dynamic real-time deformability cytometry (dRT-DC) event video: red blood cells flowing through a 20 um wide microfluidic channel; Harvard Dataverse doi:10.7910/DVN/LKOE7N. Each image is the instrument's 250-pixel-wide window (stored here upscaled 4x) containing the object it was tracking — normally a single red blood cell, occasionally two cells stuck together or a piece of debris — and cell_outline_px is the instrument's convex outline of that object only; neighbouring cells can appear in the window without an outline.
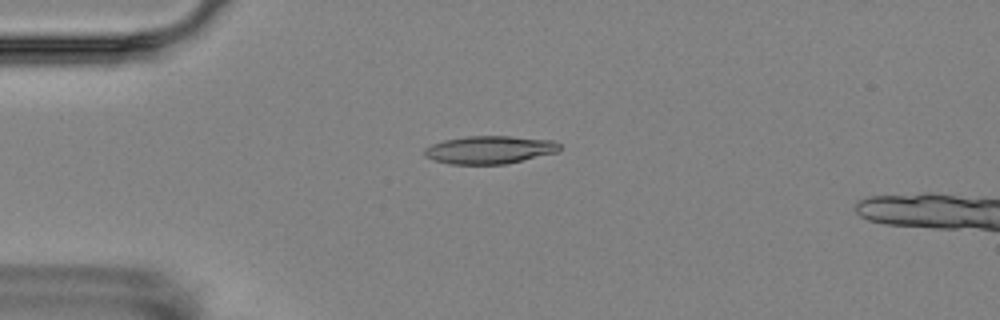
{"species": "Egyptian fruit bat (a non-hibernating species)", "species_latin": "Rousettus aegyptiacus", "temperature_condition": "room temperature", "stored_images_in_passage": 9, "camera_frame_rate_fps": 3000, "um_per_image_px": 0.085, "animal": {"sex": "female"}, "frame": {"image": 1, "passage_image": 3, "time_ms": 2.333, "image_size_px": [1000, 320], "cell_outline_px": [[560, 152], [504, 164], [448, 164], [432, 160], [424, 156], [424, 148], [432, 144], [444, 140], [468, 136], [508, 136], [552, 140], [560, 144]], "centroid_in_image_um": [41.6, 12.73], "position_along_channel_um": 43.4, "area_um2": 22.08}}
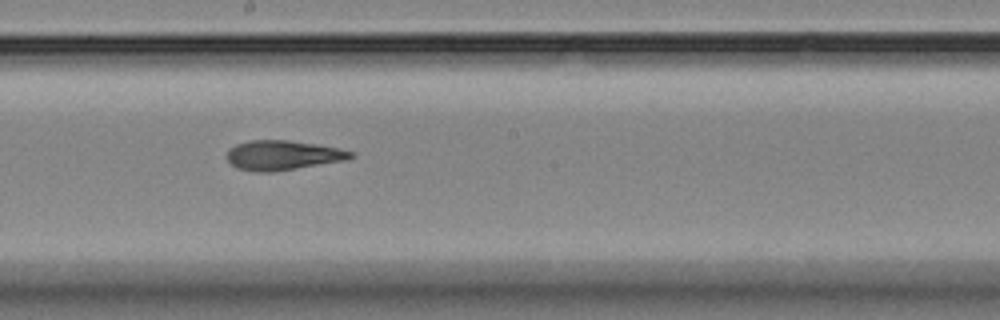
{"frame": {"image": 2, "passage_image": 8, "time_ms": 8.0, "image_size_px": [1000, 320], "cell_outline_px": [[356, 156], [344, 160], [272, 172], [260, 172], [236, 168], [228, 160], [228, 148], [236, 144], [248, 140], [288, 140], [316, 144], [356, 152]], "centroid_in_image_um": [24.02, 13.18], "position_along_channel_um": 224.2, "area_um2": 21.21}}
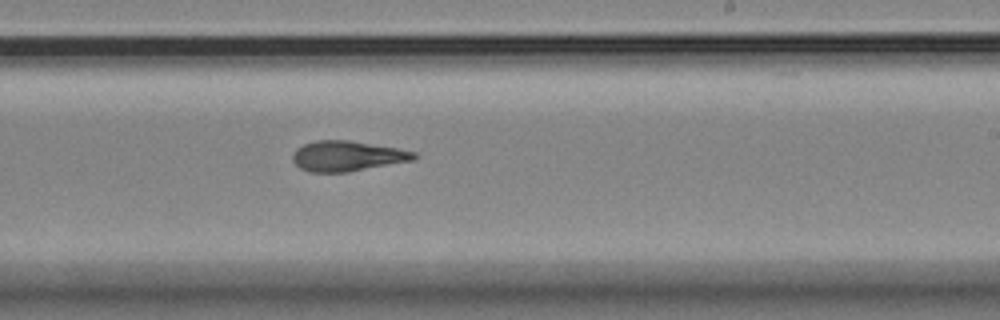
{"frame": {"image": 3, "passage_image": 9, "time_ms": 9.0, "image_size_px": [1000, 320], "cell_outline_px": [[416, 156], [412, 160], [348, 172], [308, 172], [300, 168], [292, 160], [292, 152], [296, 148], [304, 144], [316, 140], [348, 140], [396, 148], [416, 152]], "centroid_in_image_um": [29.45, 13.26], "position_along_channel_um": 259.6, "area_um2": 21.27}}